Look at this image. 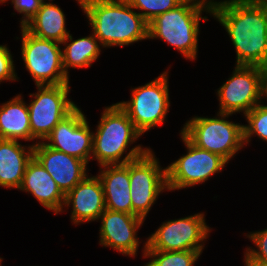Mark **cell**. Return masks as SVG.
<instances>
[{
	"label": "cell",
	"mask_w": 267,
	"mask_h": 266,
	"mask_svg": "<svg viewBox=\"0 0 267 266\" xmlns=\"http://www.w3.org/2000/svg\"><path fill=\"white\" fill-rule=\"evenodd\" d=\"M233 116L219 112L215 116L194 115L182 124L181 132L195 146L218 154L230 163L245 150L244 123L234 122Z\"/></svg>",
	"instance_id": "cell-5"
},
{
	"label": "cell",
	"mask_w": 267,
	"mask_h": 266,
	"mask_svg": "<svg viewBox=\"0 0 267 266\" xmlns=\"http://www.w3.org/2000/svg\"><path fill=\"white\" fill-rule=\"evenodd\" d=\"M228 78L215 89L217 112L244 116L261 103V73L258 66L234 65Z\"/></svg>",
	"instance_id": "cell-13"
},
{
	"label": "cell",
	"mask_w": 267,
	"mask_h": 266,
	"mask_svg": "<svg viewBox=\"0 0 267 266\" xmlns=\"http://www.w3.org/2000/svg\"><path fill=\"white\" fill-rule=\"evenodd\" d=\"M33 157L47 170L65 195L91 171L85 161L57 151L43 141L34 146Z\"/></svg>",
	"instance_id": "cell-16"
},
{
	"label": "cell",
	"mask_w": 267,
	"mask_h": 266,
	"mask_svg": "<svg viewBox=\"0 0 267 266\" xmlns=\"http://www.w3.org/2000/svg\"><path fill=\"white\" fill-rule=\"evenodd\" d=\"M127 1L149 24L157 16L177 7L184 0H127Z\"/></svg>",
	"instance_id": "cell-25"
},
{
	"label": "cell",
	"mask_w": 267,
	"mask_h": 266,
	"mask_svg": "<svg viewBox=\"0 0 267 266\" xmlns=\"http://www.w3.org/2000/svg\"><path fill=\"white\" fill-rule=\"evenodd\" d=\"M11 49L8 44H0V85L8 82L9 84L13 82H19L20 77L18 76L16 63L13 58Z\"/></svg>",
	"instance_id": "cell-27"
},
{
	"label": "cell",
	"mask_w": 267,
	"mask_h": 266,
	"mask_svg": "<svg viewBox=\"0 0 267 266\" xmlns=\"http://www.w3.org/2000/svg\"><path fill=\"white\" fill-rule=\"evenodd\" d=\"M241 118L245 120L243 124L244 131V145L245 148L253 142L252 138L256 141L265 142L267 144V105L259 103L251 111L246 113Z\"/></svg>",
	"instance_id": "cell-24"
},
{
	"label": "cell",
	"mask_w": 267,
	"mask_h": 266,
	"mask_svg": "<svg viewBox=\"0 0 267 266\" xmlns=\"http://www.w3.org/2000/svg\"><path fill=\"white\" fill-rule=\"evenodd\" d=\"M0 139L19 140L31 145L28 105L20 92L0 103Z\"/></svg>",
	"instance_id": "cell-20"
},
{
	"label": "cell",
	"mask_w": 267,
	"mask_h": 266,
	"mask_svg": "<svg viewBox=\"0 0 267 266\" xmlns=\"http://www.w3.org/2000/svg\"><path fill=\"white\" fill-rule=\"evenodd\" d=\"M43 1L44 0H2L0 5L7 6L11 4L10 6L13 7V12H11V15L13 14L12 17H14V15L16 16V14H19L18 16L21 15V17H19L20 19L18 18V27L20 28L24 27L36 15Z\"/></svg>",
	"instance_id": "cell-26"
},
{
	"label": "cell",
	"mask_w": 267,
	"mask_h": 266,
	"mask_svg": "<svg viewBox=\"0 0 267 266\" xmlns=\"http://www.w3.org/2000/svg\"><path fill=\"white\" fill-rule=\"evenodd\" d=\"M259 3L264 4L265 6H267V0H257Z\"/></svg>",
	"instance_id": "cell-32"
},
{
	"label": "cell",
	"mask_w": 267,
	"mask_h": 266,
	"mask_svg": "<svg viewBox=\"0 0 267 266\" xmlns=\"http://www.w3.org/2000/svg\"><path fill=\"white\" fill-rule=\"evenodd\" d=\"M35 88V92L28 94L30 100L27 102L32 146L44 141L53 128L78 106L70 96L73 91L71 84Z\"/></svg>",
	"instance_id": "cell-9"
},
{
	"label": "cell",
	"mask_w": 267,
	"mask_h": 266,
	"mask_svg": "<svg viewBox=\"0 0 267 266\" xmlns=\"http://www.w3.org/2000/svg\"><path fill=\"white\" fill-rule=\"evenodd\" d=\"M242 235L254 246L247 244L245 248H267V227L255 231H244Z\"/></svg>",
	"instance_id": "cell-28"
},
{
	"label": "cell",
	"mask_w": 267,
	"mask_h": 266,
	"mask_svg": "<svg viewBox=\"0 0 267 266\" xmlns=\"http://www.w3.org/2000/svg\"><path fill=\"white\" fill-rule=\"evenodd\" d=\"M151 148L141 157L129 162L132 215L149 217L153 206L163 193L168 192L166 166Z\"/></svg>",
	"instance_id": "cell-11"
},
{
	"label": "cell",
	"mask_w": 267,
	"mask_h": 266,
	"mask_svg": "<svg viewBox=\"0 0 267 266\" xmlns=\"http://www.w3.org/2000/svg\"><path fill=\"white\" fill-rule=\"evenodd\" d=\"M89 32V35L77 39L70 33L61 43L63 69L69 78L71 68L72 70L90 68L104 53L105 49L99 40L91 30Z\"/></svg>",
	"instance_id": "cell-22"
},
{
	"label": "cell",
	"mask_w": 267,
	"mask_h": 266,
	"mask_svg": "<svg viewBox=\"0 0 267 266\" xmlns=\"http://www.w3.org/2000/svg\"><path fill=\"white\" fill-rule=\"evenodd\" d=\"M2 263H4V258L0 256V266H5Z\"/></svg>",
	"instance_id": "cell-33"
},
{
	"label": "cell",
	"mask_w": 267,
	"mask_h": 266,
	"mask_svg": "<svg viewBox=\"0 0 267 266\" xmlns=\"http://www.w3.org/2000/svg\"><path fill=\"white\" fill-rule=\"evenodd\" d=\"M206 216L205 211H200L161 222L154 232L146 236V250H205L210 234L214 230L206 222Z\"/></svg>",
	"instance_id": "cell-10"
},
{
	"label": "cell",
	"mask_w": 267,
	"mask_h": 266,
	"mask_svg": "<svg viewBox=\"0 0 267 266\" xmlns=\"http://www.w3.org/2000/svg\"><path fill=\"white\" fill-rule=\"evenodd\" d=\"M204 250L157 251L146 250L142 266H196Z\"/></svg>",
	"instance_id": "cell-23"
},
{
	"label": "cell",
	"mask_w": 267,
	"mask_h": 266,
	"mask_svg": "<svg viewBox=\"0 0 267 266\" xmlns=\"http://www.w3.org/2000/svg\"><path fill=\"white\" fill-rule=\"evenodd\" d=\"M261 73V103L267 105V64L259 67Z\"/></svg>",
	"instance_id": "cell-30"
},
{
	"label": "cell",
	"mask_w": 267,
	"mask_h": 266,
	"mask_svg": "<svg viewBox=\"0 0 267 266\" xmlns=\"http://www.w3.org/2000/svg\"><path fill=\"white\" fill-rule=\"evenodd\" d=\"M99 118L95 128L92 127L91 157L98 167L125 164L143 156L151 148L138 144L143 136L117 102L104 106Z\"/></svg>",
	"instance_id": "cell-3"
},
{
	"label": "cell",
	"mask_w": 267,
	"mask_h": 266,
	"mask_svg": "<svg viewBox=\"0 0 267 266\" xmlns=\"http://www.w3.org/2000/svg\"><path fill=\"white\" fill-rule=\"evenodd\" d=\"M243 253L250 260L267 265V248H245Z\"/></svg>",
	"instance_id": "cell-29"
},
{
	"label": "cell",
	"mask_w": 267,
	"mask_h": 266,
	"mask_svg": "<svg viewBox=\"0 0 267 266\" xmlns=\"http://www.w3.org/2000/svg\"><path fill=\"white\" fill-rule=\"evenodd\" d=\"M242 255H243L242 263L244 266H267V265L258 263L256 261L250 260L245 254H242Z\"/></svg>",
	"instance_id": "cell-31"
},
{
	"label": "cell",
	"mask_w": 267,
	"mask_h": 266,
	"mask_svg": "<svg viewBox=\"0 0 267 266\" xmlns=\"http://www.w3.org/2000/svg\"><path fill=\"white\" fill-rule=\"evenodd\" d=\"M66 16L55 0H44L36 15L24 28L35 37L62 43L71 33L67 28Z\"/></svg>",
	"instance_id": "cell-21"
},
{
	"label": "cell",
	"mask_w": 267,
	"mask_h": 266,
	"mask_svg": "<svg viewBox=\"0 0 267 266\" xmlns=\"http://www.w3.org/2000/svg\"><path fill=\"white\" fill-rule=\"evenodd\" d=\"M168 67L147 83L131 86L130 99L117 102L142 136L168 122L172 104L169 91V73L172 65Z\"/></svg>",
	"instance_id": "cell-6"
},
{
	"label": "cell",
	"mask_w": 267,
	"mask_h": 266,
	"mask_svg": "<svg viewBox=\"0 0 267 266\" xmlns=\"http://www.w3.org/2000/svg\"><path fill=\"white\" fill-rule=\"evenodd\" d=\"M71 207V208H70ZM70 209V212H68ZM106 210L104 189L97 174L89 173L71 191L65 195L61 213H70V222L74 226L97 222Z\"/></svg>",
	"instance_id": "cell-15"
},
{
	"label": "cell",
	"mask_w": 267,
	"mask_h": 266,
	"mask_svg": "<svg viewBox=\"0 0 267 266\" xmlns=\"http://www.w3.org/2000/svg\"><path fill=\"white\" fill-rule=\"evenodd\" d=\"M178 131L186 153L166 166L168 193L205 185L212 176L222 174L229 164L220 155L195 146L181 128Z\"/></svg>",
	"instance_id": "cell-7"
},
{
	"label": "cell",
	"mask_w": 267,
	"mask_h": 266,
	"mask_svg": "<svg viewBox=\"0 0 267 266\" xmlns=\"http://www.w3.org/2000/svg\"><path fill=\"white\" fill-rule=\"evenodd\" d=\"M96 174L103 185L106 209L132 214L129 162L100 166Z\"/></svg>",
	"instance_id": "cell-19"
},
{
	"label": "cell",
	"mask_w": 267,
	"mask_h": 266,
	"mask_svg": "<svg viewBox=\"0 0 267 266\" xmlns=\"http://www.w3.org/2000/svg\"><path fill=\"white\" fill-rule=\"evenodd\" d=\"M97 222L100 223L97 237L99 246L105 249L111 248L117 254L130 259L138 257L141 247V258H144L147 237L143 240L139 235L140 229L145 224L144 219L137 215L106 209Z\"/></svg>",
	"instance_id": "cell-12"
},
{
	"label": "cell",
	"mask_w": 267,
	"mask_h": 266,
	"mask_svg": "<svg viewBox=\"0 0 267 266\" xmlns=\"http://www.w3.org/2000/svg\"><path fill=\"white\" fill-rule=\"evenodd\" d=\"M33 149L23 141L0 139V187L19 190Z\"/></svg>",
	"instance_id": "cell-18"
},
{
	"label": "cell",
	"mask_w": 267,
	"mask_h": 266,
	"mask_svg": "<svg viewBox=\"0 0 267 266\" xmlns=\"http://www.w3.org/2000/svg\"><path fill=\"white\" fill-rule=\"evenodd\" d=\"M211 17L229 36L234 65L267 64V6L257 0H213Z\"/></svg>",
	"instance_id": "cell-1"
},
{
	"label": "cell",
	"mask_w": 267,
	"mask_h": 266,
	"mask_svg": "<svg viewBox=\"0 0 267 266\" xmlns=\"http://www.w3.org/2000/svg\"><path fill=\"white\" fill-rule=\"evenodd\" d=\"M104 49L148 40V23L127 0H73Z\"/></svg>",
	"instance_id": "cell-2"
},
{
	"label": "cell",
	"mask_w": 267,
	"mask_h": 266,
	"mask_svg": "<svg viewBox=\"0 0 267 266\" xmlns=\"http://www.w3.org/2000/svg\"><path fill=\"white\" fill-rule=\"evenodd\" d=\"M88 120L87 115L78 105L53 128L43 142L89 165L92 157L93 129Z\"/></svg>",
	"instance_id": "cell-14"
},
{
	"label": "cell",
	"mask_w": 267,
	"mask_h": 266,
	"mask_svg": "<svg viewBox=\"0 0 267 266\" xmlns=\"http://www.w3.org/2000/svg\"><path fill=\"white\" fill-rule=\"evenodd\" d=\"M19 33L14 40L21 42L20 59L35 86L70 84L63 69L61 43L35 37L24 27Z\"/></svg>",
	"instance_id": "cell-8"
},
{
	"label": "cell",
	"mask_w": 267,
	"mask_h": 266,
	"mask_svg": "<svg viewBox=\"0 0 267 266\" xmlns=\"http://www.w3.org/2000/svg\"><path fill=\"white\" fill-rule=\"evenodd\" d=\"M211 8L210 0H184L148 24V40L162 41L177 50L185 60L196 62L201 37L200 24L212 18Z\"/></svg>",
	"instance_id": "cell-4"
},
{
	"label": "cell",
	"mask_w": 267,
	"mask_h": 266,
	"mask_svg": "<svg viewBox=\"0 0 267 266\" xmlns=\"http://www.w3.org/2000/svg\"><path fill=\"white\" fill-rule=\"evenodd\" d=\"M34 197L44 209L59 215L65 202V194L47 170L33 157L26 167L18 192Z\"/></svg>",
	"instance_id": "cell-17"
}]
</instances>
